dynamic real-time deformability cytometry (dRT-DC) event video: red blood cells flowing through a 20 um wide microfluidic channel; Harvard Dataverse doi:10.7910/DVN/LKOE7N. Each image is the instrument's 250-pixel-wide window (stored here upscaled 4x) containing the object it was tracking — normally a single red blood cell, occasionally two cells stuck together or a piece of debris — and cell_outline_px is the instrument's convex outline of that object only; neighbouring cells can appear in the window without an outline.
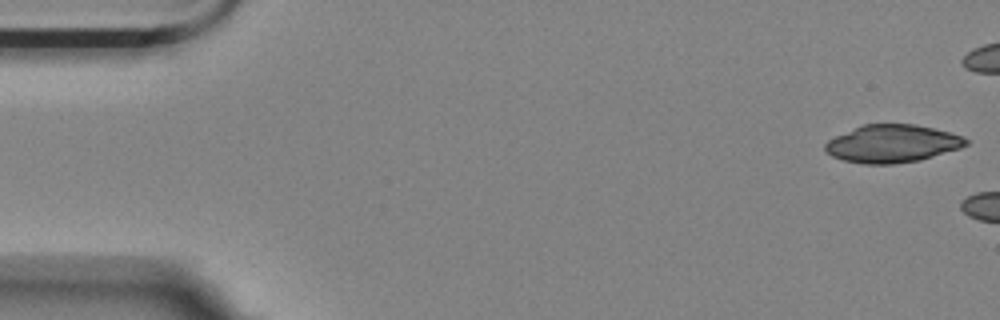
{"species": "Egyptian fruit bat (a non-hibernating species)", "species_latin": "Rousettus aegyptiacus", "temperature_condition": "room temperature", "stored_images_in_passage": 5, "camera_frame_rate_fps": 3000, "um_per_image_px": 0.085, "animal": {"sex": "female"}, "frame": {"image": 1, "passage_image": 1, "time_ms": 0.0, "image_size_px": [1000, 320], "cell_outline_px": [[968, 144], [960, 148], [920, 160], [896, 164], [864, 164], [844, 160], [832, 156], [824, 152], [824, 144], [828, 140], [836, 136], [864, 124], [916, 124], [948, 132], [960, 136], [968, 140]], "centroid_in_image_um": [75.81, 12.22], "position_along_channel_um": 9.2, "area_um2": 30.81}}